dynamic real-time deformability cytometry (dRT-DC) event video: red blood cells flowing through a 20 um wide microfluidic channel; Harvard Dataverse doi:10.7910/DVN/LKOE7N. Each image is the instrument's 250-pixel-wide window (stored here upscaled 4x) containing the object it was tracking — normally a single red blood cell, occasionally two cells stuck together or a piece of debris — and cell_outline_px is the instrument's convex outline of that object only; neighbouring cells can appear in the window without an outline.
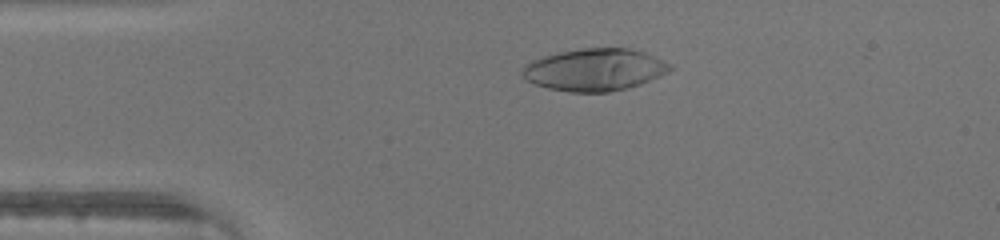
{"species": "human", "species_latin": "Homo sapiens", "temperature_condition": "warm", "stored_images_in_passage": 39, "camera_frame_rate_fps": 3000, "um_per_image_px": 0.085, "donor": {"sex": "male"}, "frame": {"image": 1, "passage_image": 10, "time_ms": 3.0, "image_size_px": [1000, 240], "cell_outline_px": [[672, 68], [668, 72], [660, 76], [640, 84], [628, 88], [608, 92], [568, 92], [548, 88], [524, 80], [520, 72], [524, 64], [532, 60], [544, 56], [560, 52], [580, 48], [628, 48], [644, 52], [672, 64]], "centroid_in_image_um": [50.52, 5.93], "position_along_channel_um": 34.5, "area_um2": 36.47}}
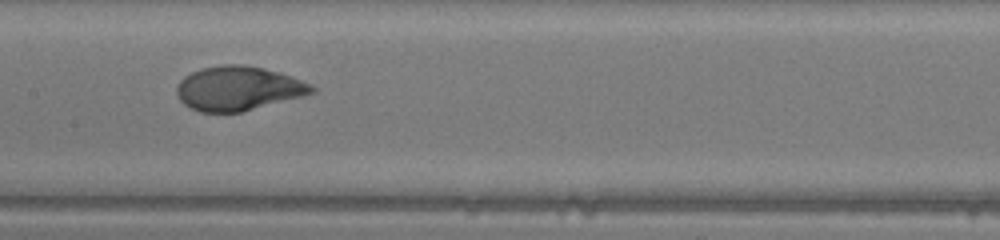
{"frame": {"image": 2, "passage_image": 23, "time_ms": 7.333, "image_size_px": [1000, 240], "cell_outline_px": [[316, 92], [304, 96], [240, 112], [200, 112], [184, 104], [180, 100], [176, 92], [176, 88], [180, 80], [184, 76], [200, 68], [220, 64], [244, 64], [264, 68], [280, 72], [292, 76], [316, 88]], "centroid_in_image_um": [20.24, 7.5], "position_along_channel_um": 187.2, "area_um2": 34.91}}
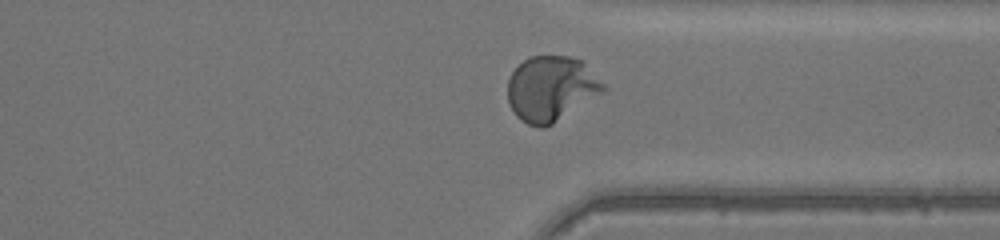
{"frame": {"image": 3, "passage_image": 35, "time_ms": 11.333, "image_size_px": [1000, 240], "cell_outline_px": [[604, 92], [552, 124], [544, 128], [540, 128], [528, 124], [520, 120], [516, 116], [508, 104], [508, 80], [512, 72], [524, 60], [532, 56], [568, 56], [584, 60], [604, 84]], "centroid_in_image_um": [46.84, 7.53], "position_along_channel_um": 364.6, "area_um2": 36.36}}